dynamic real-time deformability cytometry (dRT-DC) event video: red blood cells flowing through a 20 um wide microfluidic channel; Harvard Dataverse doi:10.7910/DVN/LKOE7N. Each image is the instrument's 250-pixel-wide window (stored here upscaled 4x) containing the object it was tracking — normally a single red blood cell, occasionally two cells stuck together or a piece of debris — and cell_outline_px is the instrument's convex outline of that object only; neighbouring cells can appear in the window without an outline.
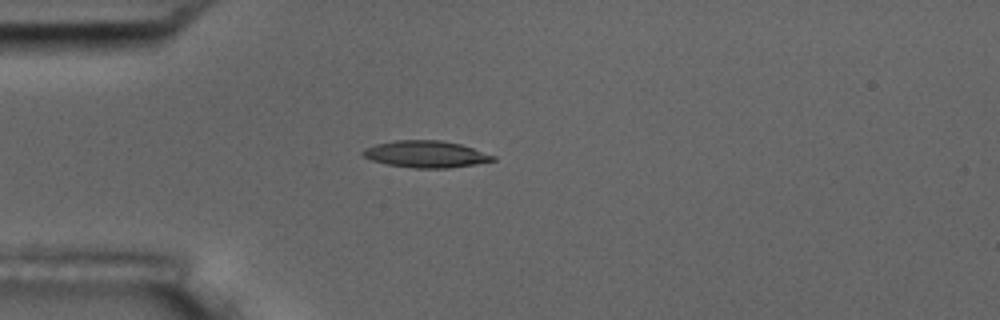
{"species": "common noctule bat (a hibernating species)", "species_latin": "Nyctalus noctula", "temperature_condition": "room temperature", "stored_images_in_passage": 6, "camera_frame_rate_fps": 3000, "um_per_image_px": 0.085, "animal": {"sex": "male", "body_mass_g": 17.5, "forearm_length_mm": 52.3}, "frame": {"image": 1, "passage_image": 6, "time_ms": 5.667, "image_size_px": [1000, 320], "cell_outline_px": [[496, 160], [476, 164], [448, 168], [412, 168], [388, 164], [372, 160], [364, 156], [360, 152], [364, 148], [376, 144], [396, 140], [440, 140], [460, 144], [496, 156]], "centroid_in_image_um": [36.19, 13.1], "position_along_channel_um": 48.8, "area_um2": 20.23}}